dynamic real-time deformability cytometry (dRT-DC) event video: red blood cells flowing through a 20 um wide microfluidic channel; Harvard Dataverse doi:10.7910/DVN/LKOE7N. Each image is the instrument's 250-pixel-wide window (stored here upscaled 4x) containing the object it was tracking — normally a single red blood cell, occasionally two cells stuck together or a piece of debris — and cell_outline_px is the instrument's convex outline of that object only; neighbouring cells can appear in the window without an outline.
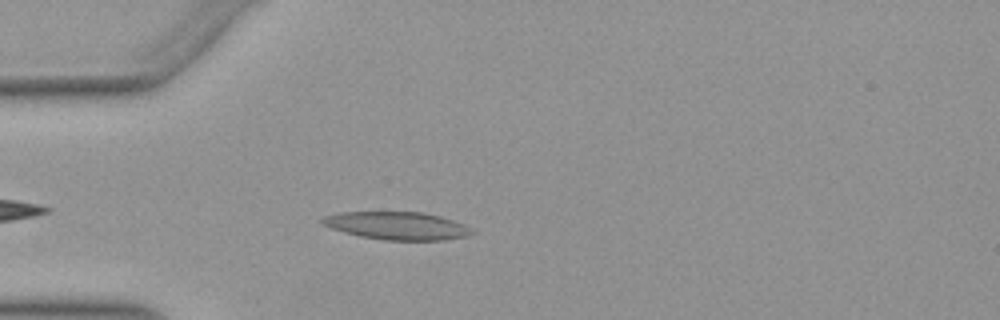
{"species": "Egyptian fruit bat (a non-hibernating species)", "species_latin": "Rousettus aegyptiacus", "temperature_condition": "warm", "stored_images_in_passage": 37, "camera_frame_rate_fps": 3000, "um_per_image_px": 0.085, "animal": {"sex": "female"}, "frame": {"image": 1, "passage_image": 4, "time_ms": 1.0, "image_size_px": [1000, 320], "cell_outline_px": [[476, 232], [468, 236], [444, 240], [384, 240], [360, 236], [344, 232], [332, 228], [324, 224], [320, 220], [324, 216], [336, 212], [424, 212], [440, 216], [464, 224], [472, 228]], "centroid_in_image_um": [33.79, 19.18], "position_along_channel_um": 51.2, "area_um2": 24.33}}
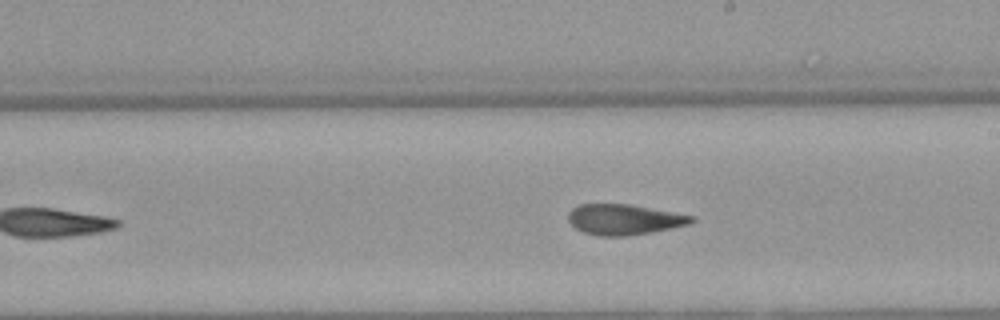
{"frame": {"image": 2, "passage_image": 19, "time_ms": 6.0, "image_size_px": [1000, 320], "cell_outline_px": [[696, 220], [688, 224], [648, 232], [624, 236], [604, 236], [584, 232], [576, 228], [568, 220], [568, 212], [572, 208], [580, 204], [628, 204], [696, 216]], "centroid_in_image_um": [53.03, 18.64], "position_along_channel_um": 236.0, "area_um2": 21.56}}
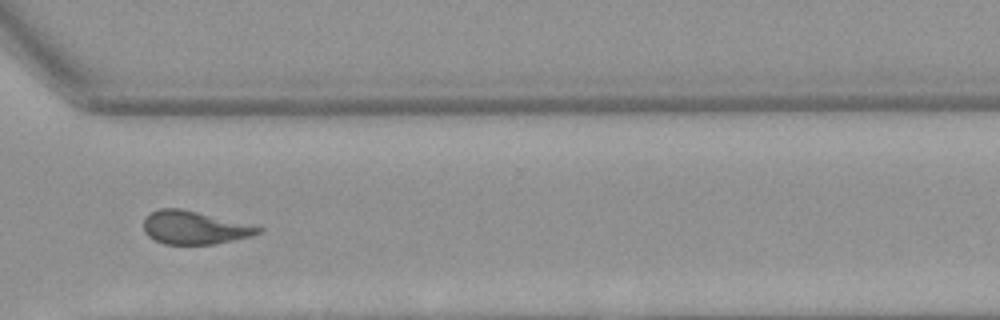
{"frame": {"image": 3, "passage_image": 28, "time_ms": 9.0, "image_size_px": [1000, 320], "cell_outline_px": [[264, 228], [260, 232], [248, 236], [212, 244], [164, 244], [148, 236], [144, 232], [144, 216], [160, 208], [180, 208]], "centroid_in_image_um": [16.44, 19.34], "position_along_channel_um": 354.2, "area_um2": 21.62}, "authors_computed_cell_mechanics": {"area_um2": 22.6576, "velocity_mm_per_s": 3.9306, "shape_relaxation_time_tau1_ms": null, "shape_relaxation_time_tau2_ms": 3.5264, "deformation_change_tau1": null, "deformation_change_tau2": 0.1325}}